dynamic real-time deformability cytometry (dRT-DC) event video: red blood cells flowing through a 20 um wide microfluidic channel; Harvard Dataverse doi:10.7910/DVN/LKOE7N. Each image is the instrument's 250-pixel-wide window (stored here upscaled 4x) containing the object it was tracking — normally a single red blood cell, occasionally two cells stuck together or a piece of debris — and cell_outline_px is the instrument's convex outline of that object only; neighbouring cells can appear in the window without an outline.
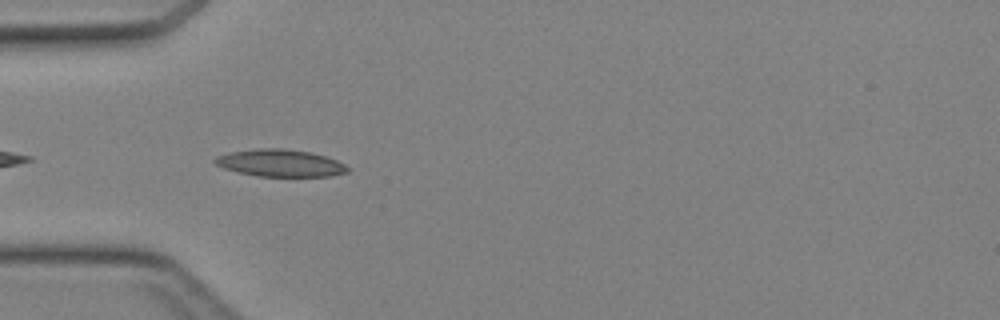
{"species": "Egyptian fruit bat (a non-hibernating species)", "species_latin": "Rousettus aegyptiacus", "temperature_condition": "cold", "stored_images_in_passage": 9, "camera_frame_rate_fps": 3000, "um_per_image_px": 0.085, "animal": {"sex": "female"}, "frame": {"image": 1, "passage_image": 2, "time_ms": 0.333, "image_size_px": [1000, 320], "cell_outline_px": [[352, 168], [348, 172], [328, 176], [256, 176], [224, 168], [216, 164], [212, 160], [216, 156], [232, 152], [256, 148], [284, 148], [312, 152], [336, 160]], "centroid_in_image_um": [23.84, 13.85], "position_along_channel_um": 61.2, "area_um2": 20.98}}
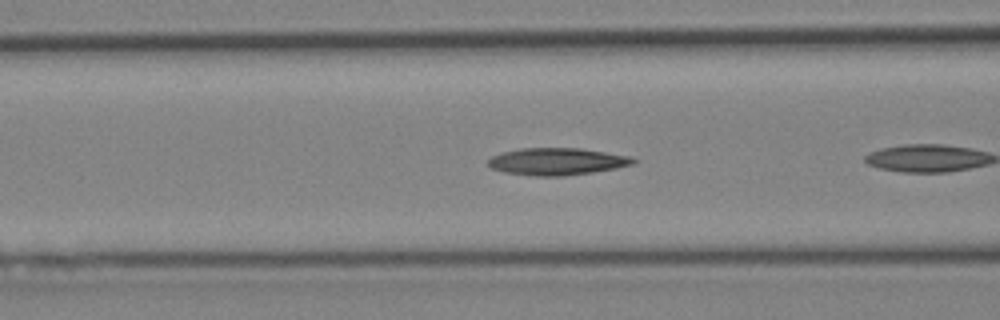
{"frame": {"image": 2, "passage_image": 4, "time_ms": 1.0, "image_size_px": [1000, 320], "cell_outline_px": [[636, 160], [632, 164], [616, 168], [592, 172], [560, 176], [536, 176], [504, 172], [492, 168], [488, 164], [488, 160], [492, 156], [500, 152], [520, 148], [580, 148], [628, 156]], "centroid_in_image_um": [47.29, 13.72], "position_along_channel_um": 119.3, "area_um2": 22.72}}